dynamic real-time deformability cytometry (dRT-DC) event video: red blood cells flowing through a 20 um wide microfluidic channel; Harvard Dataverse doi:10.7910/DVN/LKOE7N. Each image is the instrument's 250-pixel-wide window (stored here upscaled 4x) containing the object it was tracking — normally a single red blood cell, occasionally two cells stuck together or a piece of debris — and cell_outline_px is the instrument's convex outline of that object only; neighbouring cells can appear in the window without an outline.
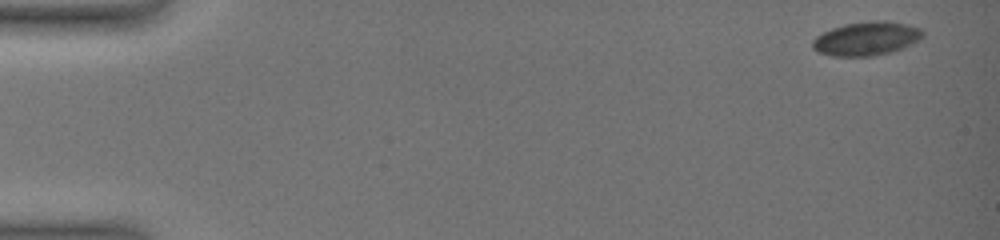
{"species": "common noctule bat (a hibernating species)", "species_latin": "Nyctalus noctula", "temperature_condition": "warm", "stored_images_in_passage": 45, "camera_frame_rate_fps": 3000, "um_per_image_px": 0.085, "animal": {"sex": "female", "body_mass_g": 19.0, "forearm_length_mm": 51.5}, "frame": {"image": 1, "passage_image": 1, "time_ms": 0.0, "image_size_px": [1000, 240], "cell_outline_px": [[924, 36], [892, 52], [872, 56], [832, 56], [816, 52], [812, 48], [812, 40], [816, 36], [832, 28], [844, 24], [872, 20], [884, 20], [908, 24], [920, 28], [924, 32]], "centroid_in_image_um": [73.61, 3.27], "position_along_channel_um": 11.4, "area_um2": 21.68}}
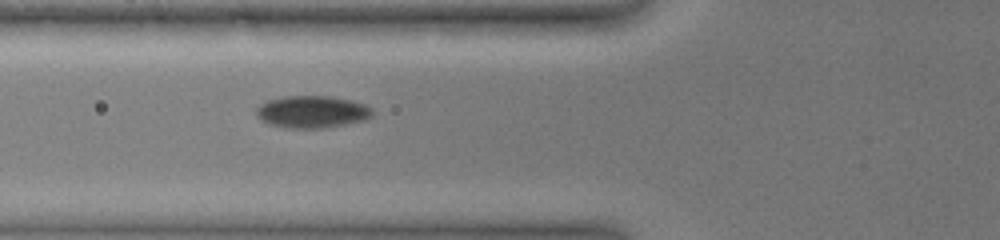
{"frame": {"image": 2, "passage_image": 33, "time_ms": 6.0, "image_size_px": [1000, 240], "cell_outline_px": [[372, 116], [364, 120], [324, 128], [284, 128], [268, 124], [260, 120], [256, 116], [256, 108], [260, 104], [268, 100], [284, 96], [332, 96], [352, 100], [364, 104], [372, 108]], "centroid_in_image_um": [26.49, 9.5], "position_along_channel_um": 99.3, "area_um2": 21.96}}
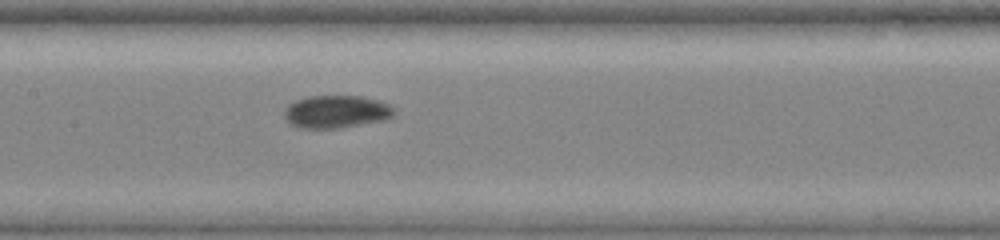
{"frame": {"image": 3, "passage_image": 43, "time_ms": 8.0, "image_size_px": [1000, 240], "cell_outline_px": [[396, 112], [388, 120], [340, 128], [300, 128], [288, 124], [284, 116], [284, 108], [288, 104], [296, 100], [308, 96], [360, 96], [376, 100], [388, 104], [396, 108]], "centroid_in_image_um": [28.58, 9.5], "position_along_channel_um": 178.8, "area_um2": 21.27}}